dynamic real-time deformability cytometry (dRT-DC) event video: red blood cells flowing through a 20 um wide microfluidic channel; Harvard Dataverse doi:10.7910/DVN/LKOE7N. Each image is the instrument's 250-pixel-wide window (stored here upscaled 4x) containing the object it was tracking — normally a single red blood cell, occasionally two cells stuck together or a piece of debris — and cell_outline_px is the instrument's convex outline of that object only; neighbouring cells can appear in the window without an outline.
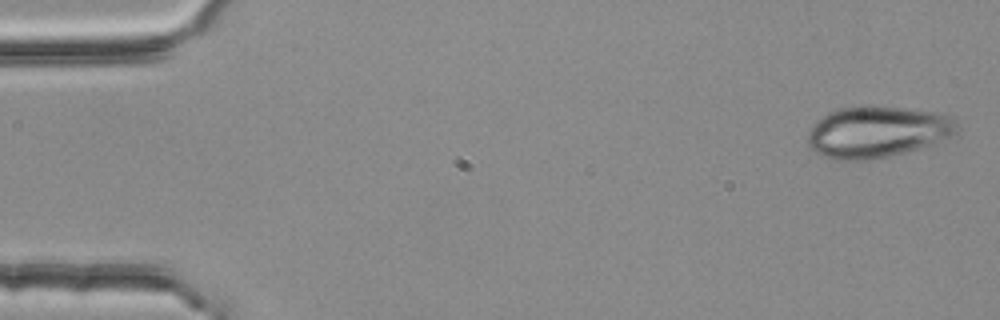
{"species": "common noctule bat (a hibernating species)", "species_latin": "Nyctalus noctula", "temperature_condition": "room temperature", "stored_images_in_passage": 3, "camera_frame_rate_fps": 3000, "um_per_image_px": 0.085, "animal": {"sex": "female", "body_mass_g": 25.1}, "frame": {"image": 1, "passage_image": 1, "time_ms": 0.0, "image_size_px": [1000, 320], "cell_outline_px": [[956, 132], [948, 136], [920, 148], [888, 156], [868, 160], [836, 160], [824, 156], [816, 152], [808, 144], [808, 132], [816, 120], [828, 112], [840, 108], [900, 108], [936, 112], [956, 116]], "centroid_in_image_um": [74.54, 11.23], "position_along_channel_um": 10.5, "area_um2": 43.81}}